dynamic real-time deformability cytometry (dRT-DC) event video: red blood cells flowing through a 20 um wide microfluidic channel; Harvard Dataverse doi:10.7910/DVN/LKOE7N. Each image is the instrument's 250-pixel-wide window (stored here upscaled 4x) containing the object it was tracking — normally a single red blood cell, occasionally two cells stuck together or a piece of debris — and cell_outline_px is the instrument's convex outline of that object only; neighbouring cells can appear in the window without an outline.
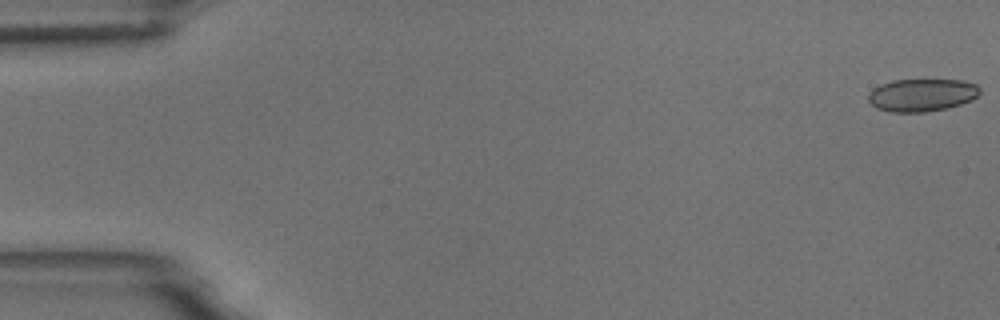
{"species": "common noctule bat (a hibernating species)", "species_latin": "Nyctalus noctula", "temperature_condition": "room temperature", "stored_images_in_passage": 58, "camera_frame_rate_fps": 3000, "um_per_image_px": 0.085, "animal": {"sex": "male", "body_mass_g": 18.8}, "frame": {"image": 1, "passage_image": 1, "time_ms": 0.0, "image_size_px": [1000, 320], "cell_outline_px": [[980, 92], [972, 100], [960, 104], [944, 108], [924, 112], [892, 112], [876, 108], [868, 100], [868, 92], [872, 88], [880, 84], [892, 80], [964, 80], [976, 84], [980, 88]], "centroid_in_image_um": [78.33, 8.07], "position_along_channel_um": 6.7, "area_um2": 21.27}}
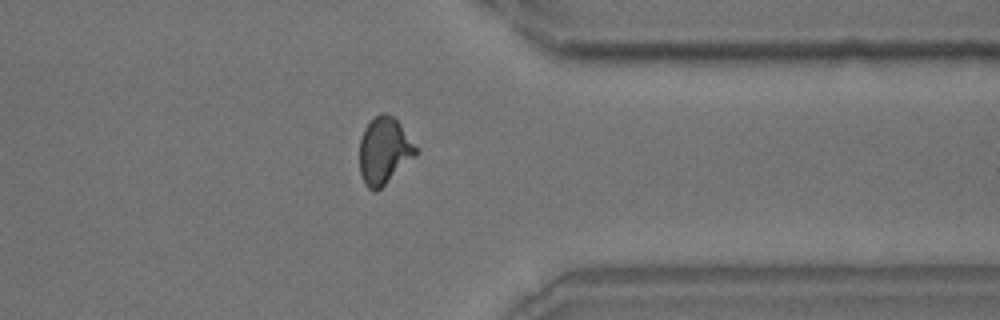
{"frame": {"image": 2, "passage_image": 46, "time_ms": 15.0, "image_size_px": [1000, 320], "cell_outline_px": [[416, 156], [376, 192], [368, 188], [364, 184], [360, 172], [360, 140], [364, 128], [380, 112], [384, 112], [392, 116], [400, 124], [416, 148]], "centroid_in_image_um": [32.63, 12.83], "position_along_channel_um": 378.8, "area_um2": 21.56}}
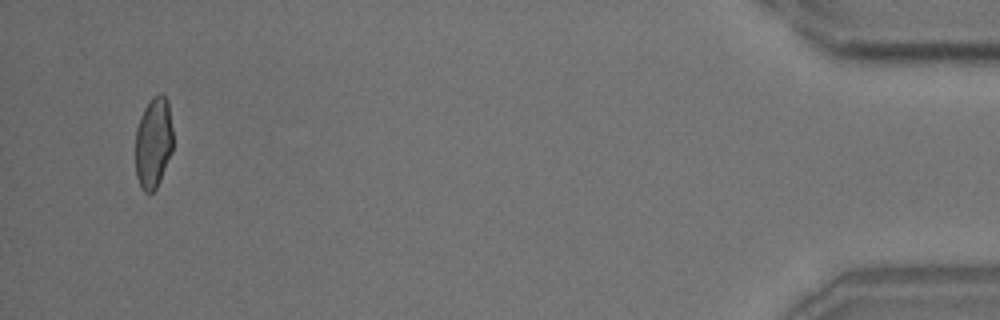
{"frame": {"image": 3, "passage_image": 56, "time_ms": 18.333, "image_size_px": [1000, 320], "cell_outline_px": [[172, 152], [160, 180], [156, 188], [152, 192], [144, 192], [136, 176], [136, 128], [140, 116], [144, 108], [152, 96], [160, 92], [168, 100], [172, 128]], "centroid_in_image_um": [13.04, 12.09], "position_along_channel_um": 422.2, "area_um2": 20.0}}